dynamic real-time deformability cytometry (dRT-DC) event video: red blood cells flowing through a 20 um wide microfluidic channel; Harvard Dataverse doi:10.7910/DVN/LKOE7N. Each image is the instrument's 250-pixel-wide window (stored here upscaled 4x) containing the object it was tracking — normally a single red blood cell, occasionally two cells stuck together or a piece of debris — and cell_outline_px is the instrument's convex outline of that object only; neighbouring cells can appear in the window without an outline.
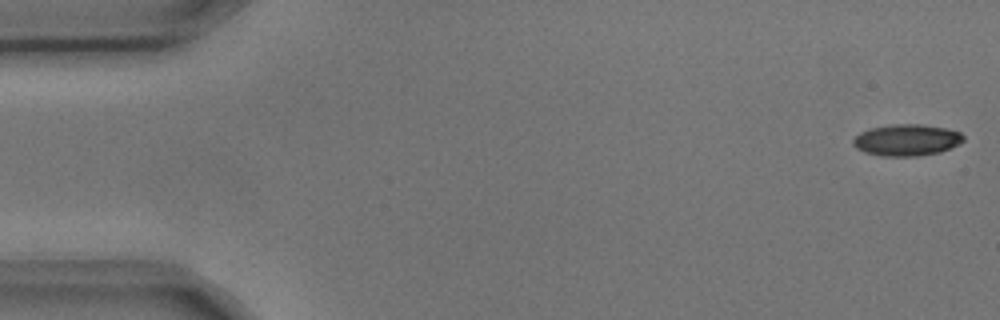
{"species": "common noctule bat (a hibernating species)", "species_latin": "Nyctalus noctula", "temperature_condition": "cold", "stored_images_in_passage": 5, "camera_frame_rate_fps": 3000, "um_per_image_px": 0.085, "animal": {"sex": "male", "body_mass_g": 17.9, "forearm_length_mm": 54.2}, "frame": {"image": 1, "passage_image": 1, "time_ms": 0.0, "image_size_px": [1000, 320], "cell_outline_px": [[964, 140], [960, 144], [940, 152], [916, 156], [884, 156], [864, 152], [856, 148], [852, 144], [852, 140], [860, 132], [868, 128], [892, 124], [920, 124], [944, 128], [960, 132], [964, 136]], "centroid_in_image_um": [77.05, 11.9], "position_along_channel_um": 7.9, "area_um2": 20.35}}
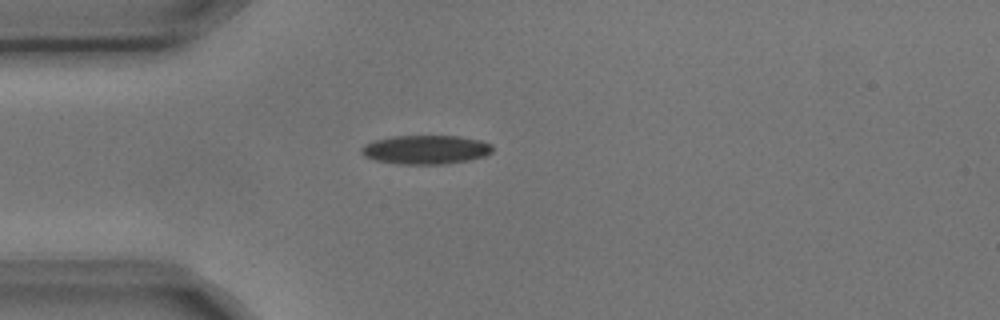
{"frame": {"image": 2, "passage_image": 4, "time_ms": 1.0, "image_size_px": [1000, 320], "cell_outline_px": [[492, 152], [484, 156], [468, 160], [444, 164], [396, 164], [376, 160], [364, 156], [360, 152], [360, 148], [364, 144], [372, 140], [392, 136], [460, 136], [480, 140], [492, 144]], "centroid_in_image_um": [36.15, 12.71], "position_along_channel_um": 48.8, "area_um2": 22.25}}